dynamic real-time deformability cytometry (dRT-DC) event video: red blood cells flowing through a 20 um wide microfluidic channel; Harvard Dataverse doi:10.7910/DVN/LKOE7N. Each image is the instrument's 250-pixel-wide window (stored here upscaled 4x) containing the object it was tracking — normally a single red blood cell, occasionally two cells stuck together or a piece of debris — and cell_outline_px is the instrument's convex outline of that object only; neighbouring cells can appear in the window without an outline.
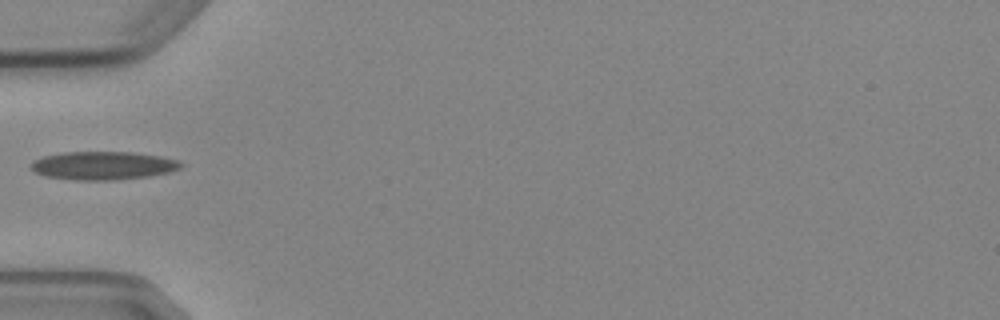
{"species": "Egyptian fruit bat (a non-hibernating species)", "species_latin": "Rousettus aegyptiacus", "temperature_condition": "cold", "stored_images_in_passage": 2, "camera_frame_rate_fps": 3000, "um_per_image_px": 0.085, "animal": {"sex": "female"}, "frame": {"image": 1, "passage_image": 1, "time_ms": 0.0, "image_size_px": [1000, 320], "cell_outline_px": [[184, 164], [180, 168], [168, 172], [148, 176], [112, 180], [76, 180], [44, 176], [28, 168], [28, 164], [44, 156], [64, 152], [132, 152], [160, 156], [180, 160]], "centroid_in_image_um": [8.75, 14.07], "position_along_channel_um": 76.3, "area_um2": 24.74}}
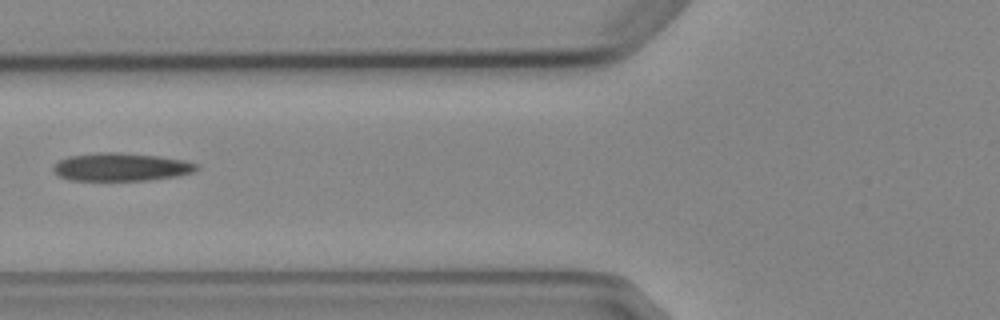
{"frame": {"image": 2, "passage_image": 2, "time_ms": 1.0, "image_size_px": [1000, 320], "cell_outline_px": [[200, 168], [196, 172], [180, 176], [148, 180], [68, 180], [60, 176], [52, 168], [60, 160], [68, 156], [100, 152], [116, 152], [160, 156], [184, 160], [200, 164]], "centroid_in_image_um": [10.38, 14.19], "position_along_channel_um": 115.4, "area_um2": 23.58}}